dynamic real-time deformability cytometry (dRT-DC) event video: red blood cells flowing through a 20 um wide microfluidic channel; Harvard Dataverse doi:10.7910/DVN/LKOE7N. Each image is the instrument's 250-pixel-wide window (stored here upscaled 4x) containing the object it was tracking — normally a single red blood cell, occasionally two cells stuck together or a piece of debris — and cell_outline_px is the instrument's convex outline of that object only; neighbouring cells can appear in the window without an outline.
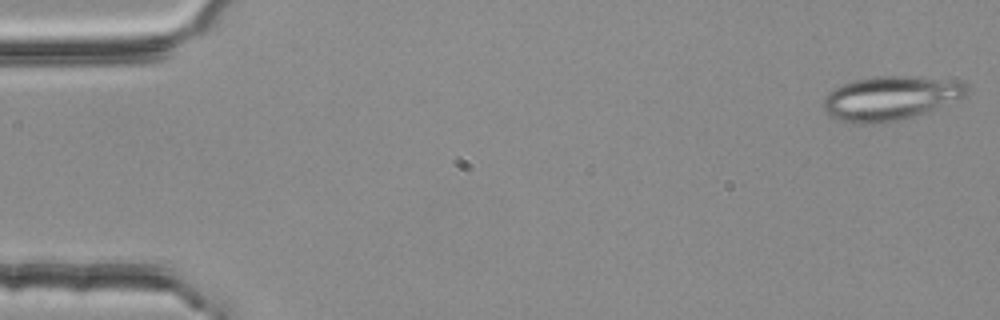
{"species": "common noctule bat (a hibernating species)", "species_latin": "Nyctalus noctula", "temperature_condition": "room temperature", "stored_images_in_passage": 10, "camera_frame_rate_fps": 3000, "um_per_image_px": 0.085, "animal": {"sex": "female", "body_mass_g": 25.1}, "frame": {"image": 1, "passage_image": 1, "time_ms": 0.0, "image_size_px": [1000, 320], "cell_outline_px": [[968, 88], [964, 96], [924, 112], [912, 116], [884, 124], [860, 124], [828, 116], [824, 108], [824, 96], [832, 88], [840, 84], [852, 80], [872, 76], [908, 76], [964, 80], [968, 84]], "centroid_in_image_um": [75.65, 8.32], "position_along_channel_um": 9.4, "area_um2": 36.99}}